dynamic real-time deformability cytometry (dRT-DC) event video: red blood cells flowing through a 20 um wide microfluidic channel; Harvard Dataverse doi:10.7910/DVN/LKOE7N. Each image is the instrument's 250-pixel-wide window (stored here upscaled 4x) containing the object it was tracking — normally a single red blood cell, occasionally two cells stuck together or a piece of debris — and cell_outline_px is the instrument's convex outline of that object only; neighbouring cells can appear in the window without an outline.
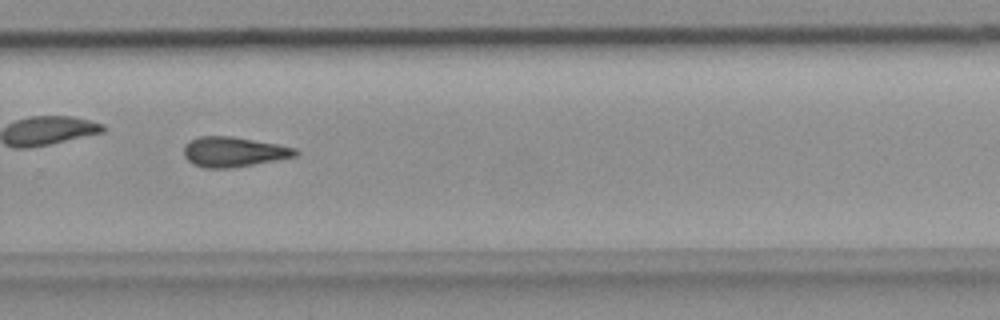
{"species": "common noctule bat (a hibernating species)", "species_latin": "Nyctalus noctula", "temperature_condition": "room temperature", "stored_images_in_passage": 53, "camera_frame_rate_fps": 3000, "um_per_image_px": 0.085, "animal": {"sex": "female", "body_mass_g": 18.4}, "frame": {"image": 1, "passage_image": 38, "time_ms": 12.333, "image_size_px": [1000, 320], "cell_outline_px": [[300, 152], [296, 156], [276, 160], [228, 168], [204, 168], [192, 164], [184, 156], [184, 148], [192, 140], [200, 136], [232, 136], [276, 144], [296, 148]], "centroid_in_image_um": [19.86, 12.91], "position_along_channel_um": 309.9, "area_um2": 19.25}}